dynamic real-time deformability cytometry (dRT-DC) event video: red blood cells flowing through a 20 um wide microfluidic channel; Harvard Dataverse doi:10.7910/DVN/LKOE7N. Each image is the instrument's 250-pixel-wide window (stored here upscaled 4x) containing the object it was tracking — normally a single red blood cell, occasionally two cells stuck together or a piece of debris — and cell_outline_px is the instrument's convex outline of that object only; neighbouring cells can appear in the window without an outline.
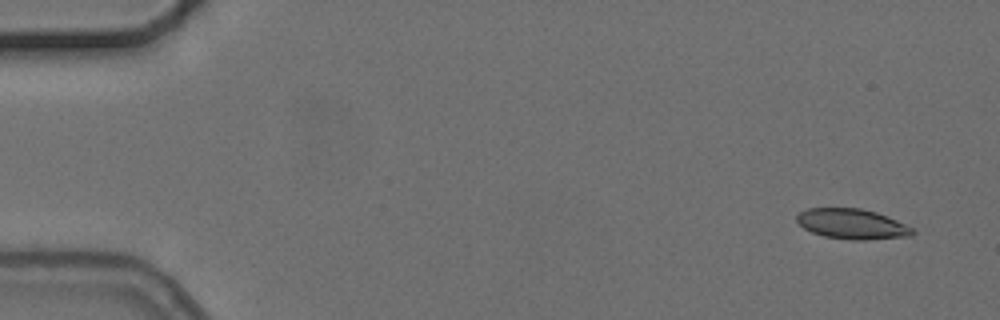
{"species": "common noctule bat (a hibernating species)", "species_latin": "Nyctalus noctula", "temperature_condition": "cold", "stored_images_in_passage": 7, "camera_frame_rate_fps": 3000, "um_per_image_px": 0.085, "animal": {"sex": "female", "body_mass_g": 24.6, "forearm_length_mm": 56.2}, "frame": {"image": 1, "passage_image": 1, "time_ms": 0.0, "image_size_px": [1000, 320], "cell_outline_px": [[916, 232], [912, 236], [864, 240], [852, 240], [824, 236], [812, 232], [804, 228], [796, 220], [796, 216], [800, 212], [808, 208], [860, 208], [876, 212], [888, 216], [912, 228]], "centroid_in_image_um": [72.44, 19.04], "position_along_channel_um": 12.6, "area_um2": 20.35}}
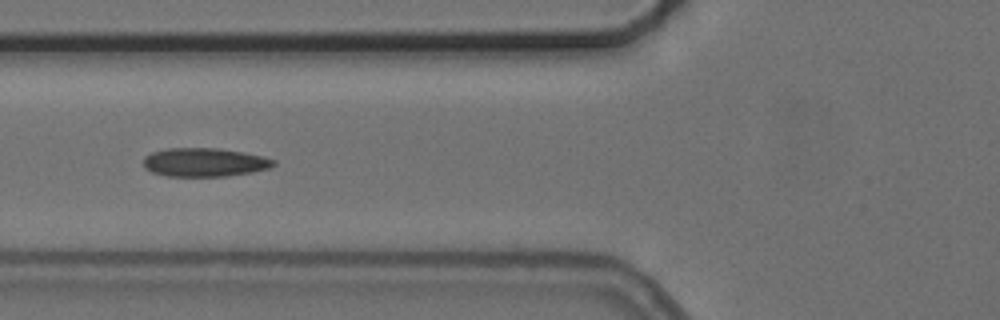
{"frame": {"image": 2, "passage_image": 6, "time_ms": 6.0, "image_size_px": [1000, 320], "cell_outline_px": [[276, 164], [272, 168], [252, 172], [228, 176], [168, 176], [152, 172], [144, 168], [144, 156], [152, 152], [168, 148], [216, 148], [264, 156], [276, 160]], "centroid_in_image_um": [17.41, 13.8], "position_along_channel_um": 108.4, "area_um2": 21.79}}
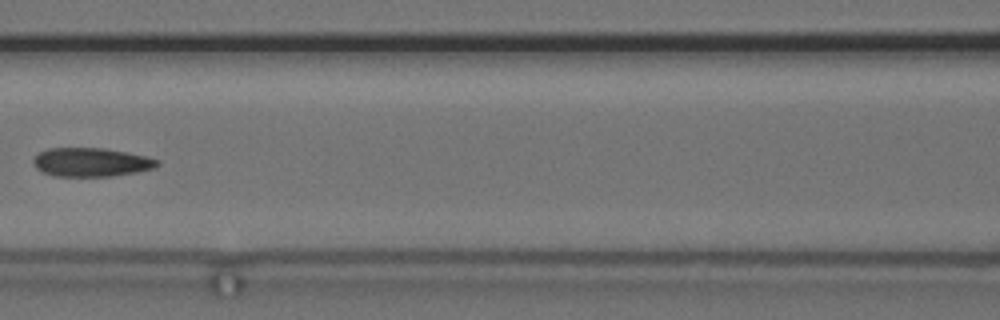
{"frame": {"image": 3, "passage_image": 7, "time_ms": 7.333, "image_size_px": [1000, 320], "cell_outline_px": [[160, 164], [156, 168], [136, 172], [112, 176], [52, 176], [36, 168], [32, 160], [40, 152], [48, 148], [104, 148], [128, 152], [160, 160]], "centroid_in_image_um": [7.77, 13.79], "position_along_channel_um": 158.8, "area_um2": 20.81}}